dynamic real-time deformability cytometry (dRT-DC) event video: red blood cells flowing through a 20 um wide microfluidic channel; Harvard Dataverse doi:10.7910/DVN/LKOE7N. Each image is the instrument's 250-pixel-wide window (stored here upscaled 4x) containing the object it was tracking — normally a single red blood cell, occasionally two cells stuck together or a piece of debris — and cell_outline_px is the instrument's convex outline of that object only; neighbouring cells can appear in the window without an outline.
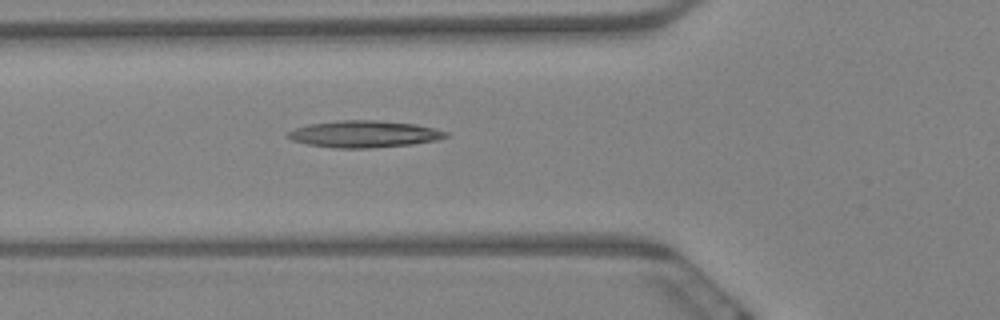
{"species": "Egyptian fruit bat (a non-hibernating species)", "species_latin": "Rousettus aegyptiacus", "temperature_condition": "warm", "stored_images_in_passage": 7, "camera_frame_rate_fps": 3000, "um_per_image_px": 0.085, "animal": {"sex": "female"}, "frame": {"image": 1, "passage_image": 7, "time_ms": 2.0, "image_size_px": [1000, 320], "cell_outline_px": [[448, 136], [436, 140], [412, 144], [368, 148], [336, 148], [308, 144], [292, 140], [284, 136], [288, 132], [296, 128], [308, 124], [340, 120], [376, 120], [416, 124], [448, 132]], "centroid_in_image_um": [30.92, 11.39], "position_along_channel_um": 94.9, "area_um2": 24.57}}